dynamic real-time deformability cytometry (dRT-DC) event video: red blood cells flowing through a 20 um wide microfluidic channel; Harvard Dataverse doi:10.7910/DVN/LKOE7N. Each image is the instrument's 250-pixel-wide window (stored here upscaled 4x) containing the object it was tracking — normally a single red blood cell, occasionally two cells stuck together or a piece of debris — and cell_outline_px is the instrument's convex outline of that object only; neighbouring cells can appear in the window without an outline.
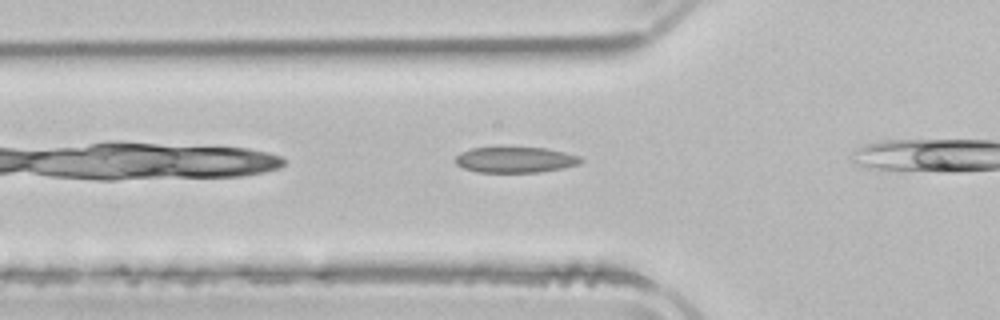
{"species": "common noctule bat (a hibernating species)", "species_latin": "Nyctalus noctula", "temperature_condition": "room temperature", "stored_images_in_passage": 30, "camera_frame_rate_fps": 3000, "um_per_image_px": 0.085, "animal": {"sex": "male", "body_mass_g": 21.5, "forearm_length_mm": 52.0}, "frame": {"image": 1, "passage_image": 6, "time_ms": 1.667, "image_size_px": [1000, 320], "cell_outline_px": [[584, 160], [580, 164], [564, 168], [540, 172], [476, 172], [464, 168], [456, 164], [452, 160], [460, 152], [472, 148], [496, 144], [500, 144], [548, 148], [580, 156]], "centroid_in_image_um": [43.76, 13.52], "position_along_channel_um": 82.0, "area_um2": 20.06}}
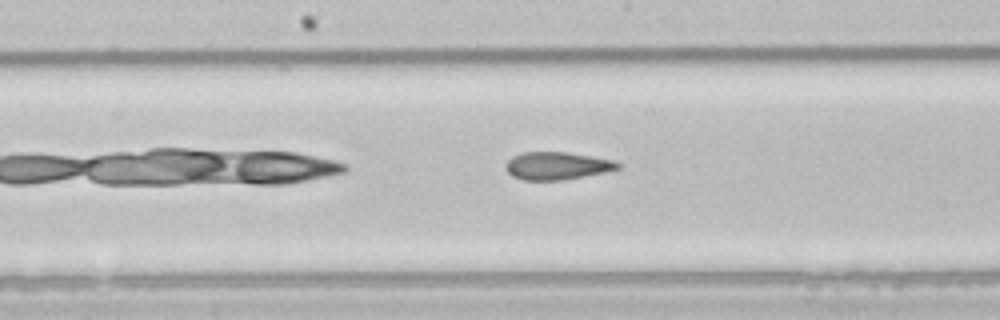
{"frame": {"image": 2, "passage_image": 15, "time_ms": 4.667, "image_size_px": [1000, 320], "cell_outline_px": [[620, 168], [604, 172], [560, 180], [524, 180], [512, 176], [508, 172], [508, 160], [512, 156], [524, 152], [564, 152], [592, 156], [612, 160], [620, 164]], "centroid_in_image_um": [47.34, 14.09], "position_along_channel_um": 200.9, "area_um2": 17.69}}
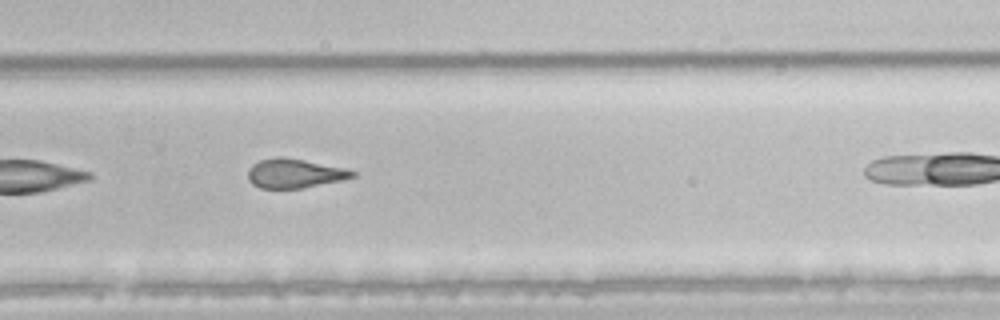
{"frame": {"image": 3, "passage_image": 23, "time_ms": 7.333, "image_size_px": [1000, 320], "cell_outline_px": [[356, 176], [344, 180], [300, 188], [260, 188], [252, 184], [248, 180], [248, 168], [252, 164], [260, 160], [276, 156], [280, 156], [304, 160], [344, 168], [356, 172]], "centroid_in_image_um": [25.01, 14.73], "position_along_channel_um": 304.8, "area_um2": 17.8}}